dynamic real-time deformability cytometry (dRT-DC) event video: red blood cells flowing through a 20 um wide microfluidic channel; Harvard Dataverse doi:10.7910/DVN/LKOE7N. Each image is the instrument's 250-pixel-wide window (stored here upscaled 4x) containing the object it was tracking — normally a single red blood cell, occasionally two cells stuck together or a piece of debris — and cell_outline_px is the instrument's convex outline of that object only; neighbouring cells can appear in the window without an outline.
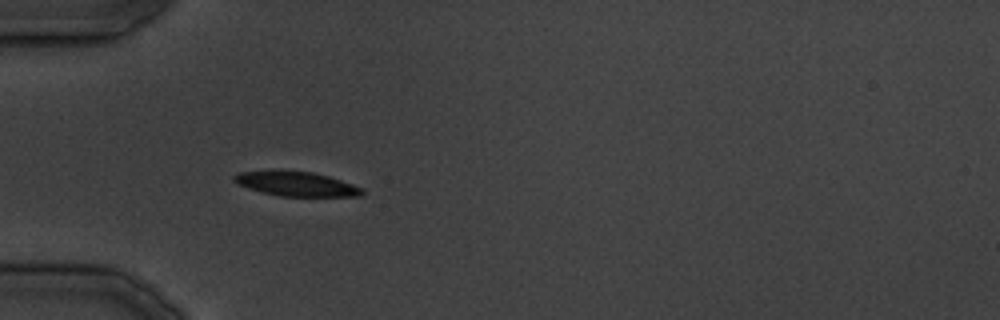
{"species": "common noctule bat (a hibernating species)", "species_latin": "Nyctalus noctula", "temperature_condition": "cold", "stored_images_in_passage": 25, "camera_frame_rate_fps": 3000, "um_per_image_px": 0.085, "animal": {"sex": "male", "body_mass_g": 19.5, "forearm_length_mm": 54.6}, "frame": {"image": 1, "passage_image": 1, "time_ms": 0.0, "image_size_px": [1000, 320], "cell_outline_px": [[364, 192], [360, 196], [280, 196], [264, 192], [236, 184], [232, 180], [232, 176], [240, 172], [280, 168], [312, 172], [328, 176], [364, 188]], "centroid_in_image_um": [25.13, 15.59], "position_along_channel_um": 59.9, "area_um2": 18.67}}
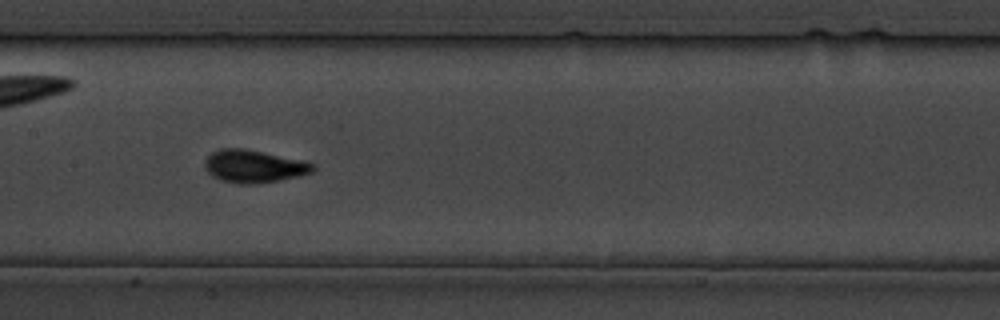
{"frame": {"image": 2, "passage_image": 8, "time_ms": 8.667, "image_size_px": [1000, 320], "cell_outline_px": [[316, 168], [312, 172], [296, 176], [256, 184], [240, 184], [220, 180], [212, 176], [204, 168], [204, 160], [212, 152], [220, 148], [244, 148], [304, 160], [316, 164]], "centroid_in_image_um": [21.56, 14.12], "position_along_channel_um": 185.8, "area_um2": 20.69}}
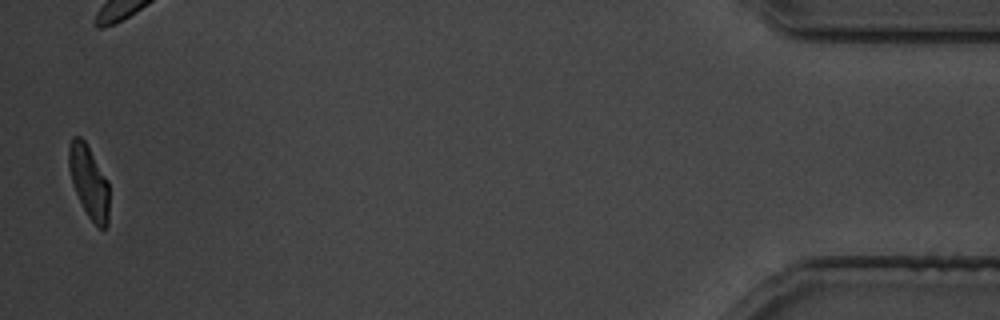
{"frame": {"image": 3, "passage_image": 25, "time_ms": 30.0, "image_size_px": [1000, 320], "cell_outline_px": [[108, 224], [104, 228], [100, 228], [88, 216], [76, 192], [68, 168], [68, 148], [72, 136], [80, 136], [84, 140], [108, 180]], "centroid_in_image_um": [7.55, 15.4], "position_along_channel_um": 427.7, "area_um2": 16.76}}